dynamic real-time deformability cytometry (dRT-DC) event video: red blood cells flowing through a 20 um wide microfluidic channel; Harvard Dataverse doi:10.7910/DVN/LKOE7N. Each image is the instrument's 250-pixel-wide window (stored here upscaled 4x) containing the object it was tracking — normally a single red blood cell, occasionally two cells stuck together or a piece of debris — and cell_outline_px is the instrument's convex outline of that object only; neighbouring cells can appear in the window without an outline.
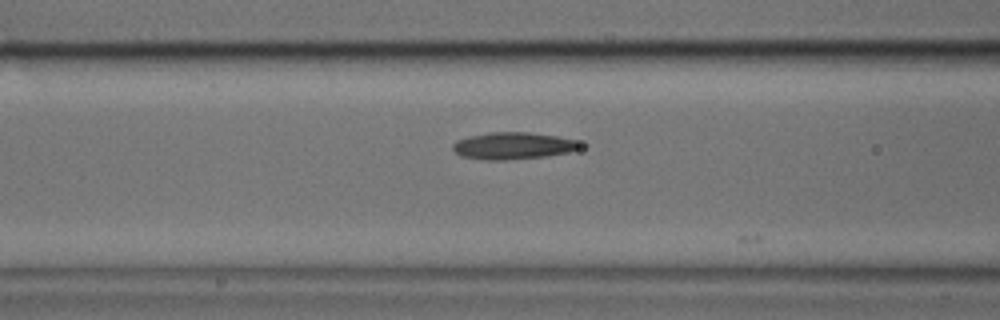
{"species": "common noctule bat (a hibernating species)", "species_latin": "Nyctalus noctula", "temperature_condition": "cold", "stored_images_in_passage": 11, "camera_frame_rate_fps": 3000, "um_per_image_px": 0.085, "animal": {"sex": "male", "body_mass_g": 17.9, "forearm_length_mm": 54.2}, "frame": {"image": 1, "passage_image": 7, "time_ms": 2.0, "image_size_px": [1000, 320], "cell_outline_px": [[588, 144], [584, 148], [568, 152], [548, 156], [504, 160], [484, 160], [460, 156], [452, 148], [452, 144], [456, 140], [468, 136], [488, 132], [528, 132], [556, 136], [576, 140]], "centroid_in_image_um": [43.66, 12.39], "position_along_channel_um": 122.9, "area_um2": 20.4}}